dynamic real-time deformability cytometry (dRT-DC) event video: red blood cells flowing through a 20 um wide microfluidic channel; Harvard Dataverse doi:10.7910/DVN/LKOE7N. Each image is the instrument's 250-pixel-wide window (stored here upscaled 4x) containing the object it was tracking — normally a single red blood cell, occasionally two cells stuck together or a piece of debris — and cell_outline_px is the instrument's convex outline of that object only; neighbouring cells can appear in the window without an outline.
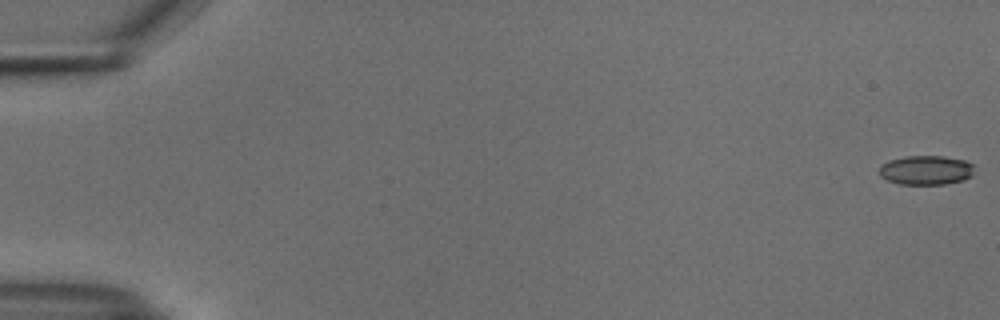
{"species": "common noctule bat (a hibernating species)", "species_latin": "Nyctalus noctula", "temperature_condition": "cold", "stored_images_in_passage": 55, "camera_frame_rate_fps": 3000, "um_per_image_px": 0.085, "animal": {"sex": "male", "body_mass_g": 18.8}, "frame": {"image": 1, "passage_image": 1, "time_ms": 0.0, "image_size_px": [1000, 320], "cell_outline_px": [[972, 176], [964, 180], [944, 184], [900, 184], [888, 180], [880, 176], [880, 164], [888, 160], [904, 156], [944, 156], [964, 160], [972, 164]], "centroid_in_image_um": [78.69, 14.45], "position_along_channel_um": 6.3, "area_um2": 16.24}}
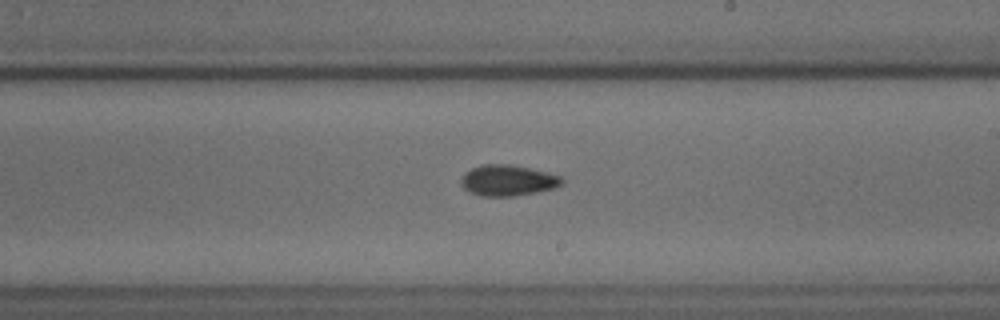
{"frame": {"image": 2, "passage_image": 33, "time_ms": 10.667, "image_size_px": [1000, 320], "cell_outline_px": [[564, 180], [556, 188], [536, 192], [512, 196], [480, 196], [468, 192], [460, 184], [460, 180], [464, 172], [472, 168], [484, 164], [512, 164], [548, 172], [560, 176]], "centroid_in_image_um": [43.13, 15.33], "position_along_channel_um": 245.9, "area_um2": 18.32}}
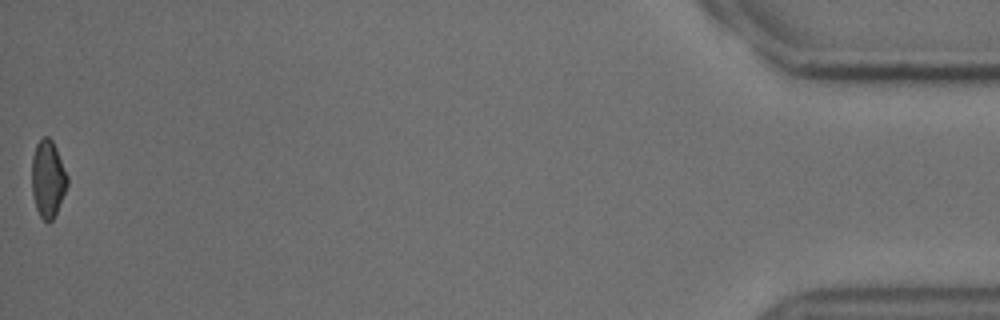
{"frame": {"image": 3, "passage_image": 55, "time_ms": 18.0, "image_size_px": [1000, 320], "cell_outline_px": [[68, 184], [56, 212], [52, 220], [48, 224], [40, 216], [36, 208], [32, 192], [32, 156], [36, 144], [44, 136], [48, 136], [52, 140], [56, 148], [68, 176]], "centroid_in_image_um": [4.06, 15.19], "position_along_channel_um": 431.1, "area_um2": 15.9}, "authors_computed_cell_mechanics": {"area_um2": 17.34, "velocity_mm_per_s": 3.7563, "shape_relaxation_time_tau1_ms": 4.2976, "shape_relaxation_time_tau2_ms": 5.9356, "deformation_change_tau1": 0.0729, "deformation_change_tau2": 0.0973}}